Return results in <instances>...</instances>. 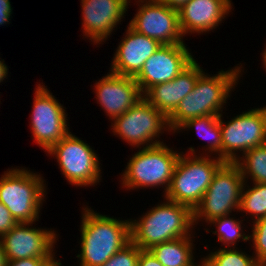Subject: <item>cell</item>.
<instances>
[{"label": "cell", "instance_id": "f546056e", "mask_svg": "<svg viewBox=\"0 0 266 266\" xmlns=\"http://www.w3.org/2000/svg\"><path fill=\"white\" fill-rule=\"evenodd\" d=\"M137 266H163L149 250H141Z\"/></svg>", "mask_w": 266, "mask_h": 266}, {"label": "cell", "instance_id": "f1b7e54d", "mask_svg": "<svg viewBox=\"0 0 266 266\" xmlns=\"http://www.w3.org/2000/svg\"><path fill=\"white\" fill-rule=\"evenodd\" d=\"M52 258H27L19 260H7L6 266H44Z\"/></svg>", "mask_w": 266, "mask_h": 266}, {"label": "cell", "instance_id": "d590c367", "mask_svg": "<svg viewBox=\"0 0 266 266\" xmlns=\"http://www.w3.org/2000/svg\"><path fill=\"white\" fill-rule=\"evenodd\" d=\"M57 258L54 257L50 261H48L44 266H62L60 259L56 260Z\"/></svg>", "mask_w": 266, "mask_h": 266}, {"label": "cell", "instance_id": "603a6c76", "mask_svg": "<svg viewBox=\"0 0 266 266\" xmlns=\"http://www.w3.org/2000/svg\"><path fill=\"white\" fill-rule=\"evenodd\" d=\"M231 215H226L223 217H219L216 219H213L211 222H209L207 225L210 224V227L213 225L217 228H215V231H210L212 234L217 235L218 241L221 242V247L223 245L226 246V248H232L237 245L239 240L241 241H249V235H246V232L243 230L242 224L245 221V218L243 220L235 219V217H230Z\"/></svg>", "mask_w": 266, "mask_h": 266}, {"label": "cell", "instance_id": "ffe728a7", "mask_svg": "<svg viewBox=\"0 0 266 266\" xmlns=\"http://www.w3.org/2000/svg\"><path fill=\"white\" fill-rule=\"evenodd\" d=\"M194 235L180 237L171 241L159 243L149 249L150 253L163 266H201L194 262Z\"/></svg>", "mask_w": 266, "mask_h": 266}, {"label": "cell", "instance_id": "9c48e42d", "mask_svg": "<svg viewBox=\"0 0 266 266\" xmlns=\"http://www.w3.org/2000/svg\"><path fill=\"white\" fill-rule=\"evenodd\" d=\"M86 141L69 132L47 153L55 156L66 180L78 187L95 186L101 181L100 159Z\"/></svg>", "mask_w": 266, "mask_h": 266}, {"label": "cell", "instance_id": "9a60e30c", "mask_svg": "<svg viewBox=\"0 0 266 266\" xmlns=\"http://www.w3.org/2000/svg\"><path fill=\"white\" fill-rule=\"evenodd\" d=\"M130 1L81 0L83 38L91 40L94 45L106 42L115 27L125 18Z\"/></svg>", "mask_w": 266, "mask_h": 266}, {"label": "cell", "instance_id": "2e32d148", "mask_svg": "<svg viewBox=\"0 0 266 266\" xmlns=\"http://www.w3.org/2000/svg\"><path fill=\"white\" fill-rule=\"evenodd\" d=\"M97 104L111 121L121 116L142 97L138 83L131 76H120L110 71L93 86Z\"/></svg>", "mask_w": 266, "mask_h": 266}, {"label": "cell", "instance_id": "4fadbf2b", "mask_svg": "<svg viewBox=\"0 0 266 266\" xmlns=\"http://www.w3.org/2000/svg\"><path fill=\"white\" fill-rule=\"evenodd\" d=\"M32 224L36 223H17L0 238L7 260L55 257L54 248L58 240L56 231L36 228Z\"/></svg>", "mask_w": 266, "mask_h": 266}, {"label": "cell", "instance_id": "e575fe53", "mask_svg": "<svg viewBox=\"0 0 266 266\" xmlns=\"http://www.w3.org/2000/svg\"><path fill=\"white\" fill-rule=\"evenodd\" d=\"M6 261H7V259H6L5 253L3 251L1 241H0V266H6Z\"/></svg>", "mask_w": 266, "mask_h": 266}, {"label": "cell", "instance_id": "4316f807", "mask_svg": "<svg viewBox=\"0 0 266 266\" xmlns=\"http://www.w3.org/2000/svg\"><path fill=\"white\" fill-rule=\"evenodd\" d=\"M140 251L141 249L137 245L130 242L102 266H137Z\"/></svg>", "mask_w": 266, "mask_h": 266}, {"label": "cell", "instance_id": "1f68e13d", "mask_svg": "<svg viewBox=\"0 0 266 266\" xmlns=\"http://www.w3.org/2000/svg\"><path fill=\"white\" fill-rule=\"evenodd\" d=\"M4 59L0 58V83H2L5 79H8V66L4 63Z\"/></svg>", "mask_w": 266, "mask_h": 266}, {"label": "cell", "instance_id": "6da1fadb", "mask_svg": "<svg viewBox=\"0 0 266 266\" xmlns=\"http://www.w3.org/2000/svg\"><path fill=\"white\" fill-rule=\"evenodd\" d=\"M80 266H102L131 242L130 219L121 220L82 207Z\"/></svg>", "mask_w": 266, "mask_h": 266}, {"label": "cell", "instance_id": "836d02e7", "mask_svg": "<svg viewBox=\"0 0 266 266\" xmlns=\"http://www.w3.org/2000/svg\"><path fill=\"white\" fill-rule=\"evenodd\" d=\"M10 0H0V11L12 12V6Z\"/></svg>", "mask_w": 266, "mask_h": 266}, {"label": "cell", "instance_id": "8fae6325", "mask_svg": "<svg viewBox=\"0 0 266 266\" xmlns=\"http://www.w3.org/2000/svg\"><path fill=\"white\" fill-rule=\"evenodd\" d=\"M43 82L35 87L31 123L32 138L37 145L48 152L69 132L66 108L48 90Z\"/></svg>", "mask_w": 266, "mask_h": 266}, {"label": "cell", "instance_id": "7c38bea8", "mask_svg": "<svg viewBox=\"0 0 266 266\" xmlns=\"http://www.w3.org/2000/svg\"><path fill=\"white\" fill-rule=\"evenodd\" d=\"M139 6L129 26L162 45L185 43L179 26L178 10L155 0H135Z\"/></svg>", "mask_w": 266, "mask_h": 266}, {"label": "cell", "instance_id": "5bb4252c", "mask_svg": "<svg viewBox=\"0 0 266 266\" xmlns=\"http://www.w3.org/2000/svg\"><path fill=\"white\" fill-rule=\"evenodd\" d=\"M195 58L185 43L162 45L134 77L144 95L152 86L176 78Z\"/></svg>", "mask_w": 266, "mask_h": 266}, {"label": "cell", "instance_id": "4dcf8cb0", "mask_svg": "<svg viewBox=\"0 0 266 266\" xmlns=\"http://www.w3.org/2000/svg\"><path fill=\"white\" fill-rule=\"evenodd\" d=\"M155 1L165 4L170 8L179 10L189 0H155Z\"/></svg>", "mask_w": 266, "mask_h": 266}, {"label": "cell", "instance_id": "277c9868", "mask_svg": "<svg viewBox=\"0 0 266 266\" xmlns=\"http://www.w3.org/2000/svg\"><path fill=\"white\" fill-rule=\"evenodd\" d=\"M188 149L187 153L181 152L163 198L186 205L193 210L200 203L214 173L224 161L213 155H196L197 150L195 151L194 147Z\"/></svg>", "mask_w": 266, "mask_h": 266}, {"label": "cell", "instance_id": "7a4b0ae2", "mask_svg": "<svg viewBox=\"0 0 266 266\" xmlns=\"http://www.w3.org/2000/svg\"><path fill=\"white\" fill-rule=\"evenodd\" d=\"M238 65L226 71L220 70L213 76L204 71L198 77L193 90L180 101L174 113L168 118L172 134L189 119L207 115L220 116L224 113V105L239 84L241 71H244L242 64Z\"/></svg>", "mask_w": 266, "mask_h": 266}, {"label": "cell", "instance_id": "cb8c5ba5", "mask_svg": "<svg viewBox=\"0 0 266 266\" xmlns=\"http://www.w3.org/2000/svg\"><path fill=\"white\" fill-rule=\"evenodd\" d=\"M252 185L250 187L247 182L243 185L239 213L251 216V222H254L266 215V183Z\"/></svg>", "mask_w": 266, "mask_h": 266}, {"label": "cell", "instance_id": "ba28073f", "mask_svg": "<svg viewBox=\"0 0 266 266\" xmlns=\"http://www.w3.org/2000/svg\"><path fill=\"white\" fill-rule=\"evenodd\" d=\"M111 127L114 136L117 135L133 148L162 144L164 141H160L159 137L164 131L171 132L168 119L144 97L115 118Z\"/></svg>", "mask_w": 266, "mask_h": 266}, {"label": "cell", "instance_id": "d6a6232c", "mask_svg": "<svg viewBox=\"0 0 266 266\" xmlns=\"http://www.w3.org/2000/svg\"><path fill=\"white\" fill-rule=\"evenodd\" d=\"M12 17V12H3V11H0V27L1 25H7V24H10V20Z\"/></svg>", "mask_w": 266, "mask_h": 266}, {"label": "cell", "instance_id": "8d00e7d4", "mask_svg": "<svg viewBox=\"0 0 266 266\" xmlns=\"http://www.w3.org/2000/svg\"><path fill=\"white\" fill-rule=\"evenodd\" d=\"M262 55V63H263V67H264V70H266V45H265V48L263 50V53H261Z\"/></svg>", "mask_w": 266, "mask_h": 266}, {"label": "cell", "instance_id": "d4e9b609", "mask_svg": "<svg viewBox=\"0 0 266 266\" xmlns=\"http://www.w3.org/2000/svg\"><path fill=\"white\" fill-rule=\"evenodd\" d=\"M201 266H261L255 257L248 255L239 248H218L201 258Z\"/></svg>", "mask_w": 266, "mask_h": 266}, {"label": "cell", "instance_id": "e0dca14e", "mask_svg": "<svg viewBox=\"0 0 266 266\" xmlns=\"http://www.w3.org/2000/svg\"><path fill=\"white\" fill-rule=\"evenodd\" d=\"M119 42L111 62L110 72L120 76L135 77L142 69L145 61L161 46L157 40L151 39L129 25Z\"/></svg>", "mask_w": 266, "mask_h": 266}, {"label": "cell", "instance_id": "7402d4cb", "mask_svg": "<svg viewBox=\"0 0 266 266\" xmlns=\"http://www.w3.org/2000/svg\"><path fill=\"white\" fill-rule=\"evenodd\" d=\"M235 163L245 182L266 183V144L248 150Z\"/></svg>", "mask_w": 266, "mask_h": 266}, {"label": "cell", "instance_id": "d6986e66", "mask_svg": "<svg viewBox=\"0 0 266 266\" xmlns=\"http://www.w3.org/2000/svg\"><path fill=\"white\" fill-rule=\"evenodd\" d=\"M203 72L202 67L194 59L176 78L152 86L143 97L168 119L180 101L193 90Z\"/></svg>", "mask_w": 266, "mask_h": 266}, {"label": "cell", "instance_id": "83f0119b", "mask_svg": "<svg viewBox=\"0 0 266 266\" xmlns=\"http://www.w3.org/2000/svg\"><path fill=\"white\" fill-rule=\"evenodd\" d=\"M17 223L6 206L0 202V238L9 232Z\"/></svg>", "mask_w": 266, "mask_h": 266}, {"label": "cell", "instance_id": "30bf717a", "mask_svg": "<svg viewBox=\"0 0 266 266\" xmlns=\"http://www.w3.org/2000/svg\"><path fill=\"white\" fill-rule=\"evenodd\" d=\"M222 118L223 113L220 115V129L224 162H236L241 154L266 144V106L248 109L230 121L224 122Z\"/></svg>", "mask_w": 266, "mask_h": 266}, {"label": "cell", "instance_id": "8992f818", "mask_svg": "<svg viewBox=\"0 0 266 266\" xmlns=\"http://www.w3.org/2000/svg\"><path fill=\"white\" fill-rule=\"evenodd\" d=\"M7 170L0 177V202L18 223L39 221L40 209L47 196L45 180L40 173L26 167Z\"/></svg>", "mask_w": 266, "mask_h": 266}, {"label": "cell", "instance_id": "52a82bcc", "mask_svg": "<svg viewBox=\"0 0 266 266\" xmlns=\"http://www.w3.org/2000/svg\"><path fill=\"white\" fill-rule=\"evenodd\" d=\"M245 181L235 162H224L214 173L200 203L193 209V224L209 223L213 219L239 212Z\"/></svg>", "mask_w": 266, "mask_h": 266}, {"label": "cell", "instance_id": "44dd1931", "mask_svg": "<svg viewBox=\"0 0 266 266\" xmlns=\"http://www.w3.org/2000/svg\"><path fill=\"white\" fill-rule=\"evenodd\" d=\"M183 130H195L202 139L207 140L208 144L204 145L202 149L203 155L217 156L222 159V135L220 129V116L219 115H207L197 118H192L184 122L176 131V133Z\"/></svg>", "mask_w": 266, "mask_h": 266}, {"label": "cell", "instance_id": "3957f363", "mask_svg": "<svg viewBox=\"0 0 266 266\" xmlns=\"http://www.w3.org/2000/svg\"><path fill=\"white\" fill-rule=\"evenodd\" d=\"M195 227L191 208L164 198L138 220L130 219L131 242L149 250L159 243L190 236Z\"/></svg>", "mask_w": 266, "mask_h": 266}, {"label": "cell", "instance_id": "ac0fdd59", "mask_svg": "<svg viewBox=\"0 0 266 266\" xmlns=\"http://www.w3.org/2000/svg\"><path fill=\"white\" fill-rule=\"evenodd\" d=\"M231 0H189L179 10L182 35L203 34L215 30L232 10Z\"/></svg>", "mask_w": 266, "mask_h": 266}, {"label": "cell", "instance_id": "484cf974", "mask_svg": "<svg viewBox=\"0 0 266 266\" xmlns=\"http://www.w3.org/2000/svg\"><path fill=\"white\" fill-rule=\"evenodd\" d=\"M252 223L249 241L253 244L251 245L254 248L253 256L261 266H266V215Z\"/></svg>", "mask_w": 266, "mask_h": 266}, {"label": "cell", "instance_id": "5b68a950", "mask_svg": "<svg viewBox=\"0 0 266 266\" xmlns=\"http://www.w3.org/2000/svg\"><path fill=\"white\" fill-rule=\"evenodd\" d=\"M138 149L130 156L121 174L122 188L144 190L148 187L159 189L162 186L165 194L182 151H174L173 147L169 148L166 143Z\"/></svg>", "mask_w": 266, "mask_h": 266}]
</instances>
